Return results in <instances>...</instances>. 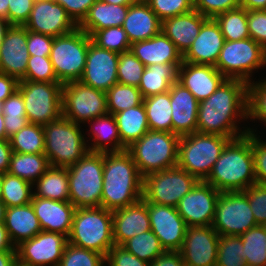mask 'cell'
Returning a JSON list of instances; mask_svg holds the SVG:
<instances>
[{
  "label": "cell",
  "mask_w": 266,
  "mask_h": 266,
  "mask_svg": "<svg viewBox=\"0 0 266 266\" xmlns=\"http://www.w3.org/2000/svg\"><path fill=\"white\" fill-rule=\"evenodd\" d=\"M248 84L237 79H225L207 99L199 102L196 132L222 135L231 139L248 132L240 129L247 121Z\"/></svg>",
  "instance_id": "cell-1"
},
{
  "label": "cell",
  "mask_w": 266,
  "mask_h": 266,
  "mask_svg": "<svg viewBox=\"0 0 266 266\" xmlns=\"http://www.w3.org/2000/svg\"><path fill=\"white\" fill-rule=\"evenodd\" d=\"M143 198V177L127 151L104 153L101 207L114 211Z\"/></svg>",
  "instance_id": "cell-2"
},
{
  "label": "cell",
  "mask_w": 266,
  "mask_h": 266,
  "mask_svg": "<svg viewBox=\"0 0 266 266\" xmlns=\"http://www.w3.org/2000/svg\"><path fill=\"white\" fill-rule=\"evenodd\" d=\"M205 182L220 192L244 191L256 183L250 132L226 144Z\"/></svg>",
  "instance_id": "cell-3"
},
{
  "label": "cell",
  "mask_w": 266,
  "mask_h": 266,
  "mask_svg": "<svg viewBox=\"0 0 266 266\" xmlns=\"http://www.w3.org/2000/svg\"><path fill=\"white\" fill-rule=\"evenodd\" d=\"M81 126L63 116L43 125L44 154L50 166L68 168L89 151Z\"/></svg>",
  "instance_id": "cell-4"
},
{
  "label": "cell",
  "mask_w": 266,
  "mask_h": 266,
  "mask_svg": "<svg viewBox=\"0 0 266 266\" xmlns=\"http://www.w3.org/2000/svg\"><path fill=\"white\" fill-rule=\"evenodd\" d=\"M68 242L105 257L113 247L112 211L103 207L76 208Z\"/></svg>",
  "instance_id": "cell-5"
},
{
  "label": "cell",
  "mask_w": 266,
  "mask_h": 266,
  "mask_svg": "<svg viewBox=\"0 0 266 266\" xmlns=\"http://www.w3.org/2000/svg\"><path fill=\"white\" fill-rule=\"evenodd\" d=\"M179 139L178 135L170 132L148 130L127 151L144 178L150 173L177 166Z\"/></svg>",
  "instance_id": "cell-6"
},
{
  "label": "cell",
  "mask_w": 266,
  "mask_h": 266,
  "mask_svg": "<svg viewBox=\"0 0 266 266\" xmlns=\"http://www.w3.org/2000/svg\"><path fill=\"white\" fill-rule=\"evenodd\" d=\"M231 138L195 132L181 136L178 142L177 166L199 181H205Z\"/></svg>",
  "instance_id": "cell-7"
},
{
  "label": "cell",
  "mask_w": 266,
  "mask_h": 266,
  "mask_svg": "<svg viewBox=\"0 0 266 266\" xmlns=\"http://www.w3.org/2000/svg\"><path fill=\"white\" fill-rule=\"evenodd\" d=\"M104 153L88 151L67 168L69 201L76 208L100 207L103 191Z\"/></svg>",
  "instance_id": "cell-8"
},
{
  "label": "cell",
  "mask_w": 266,
  "mask_h": 266,
  "mask_svg": "<svg viewBox=\"0 0 266 266\" xmlns=\"http://www.w3.org/2000/svg\"><path fill=\"white\" fill-rule=\"evenodd\" d=\"M91 37L79 27L54 37L50 60L59 83L79 81L85 68Z\"/></svg>",
  "instance_id": "cell-9"
},
{
  "label": "cell",
  "mask_w": 266,
  "mask_h": 266,
  "mask_svg": "<svg viewBox=\"0 0 266 266\" xmlns=\"http://www.w3.org/2000/svg\"><path fill=\"white\" fill-rule=\"evenodd\" d=\"M266 66V50L252 38L225 40L215 67L226 79L249 84L253 72Z\"/></svg>",
  "instance_id": "cell-10"
},
{
  "label": "cell",
  "mask_w": 266,
  "mask_h": 266,
  "mask_svg": "<svg viewBox=\"0 0 266 266\" xmlns=\"http://www.w3.org/2000/svg\"><path fill=\"white\" fill-rule=\"evenodd\" d=\"M62 84L19 81L29 123L45 125L62 116Z\"/></svg>",
  "instance_id": "cell-11"
},
{
  "label": "cell",
  "mask_w": 266,
  "mask_h": 266,
  "mask_svg": "<svg viewBox=\"0 0 266 266\" xmlns=\"http://www.w3.org/2000/svg\"><path fill=\"white\" fill-rule=\"evenodd\" d=\"M199 180L178 166L154 172L143 178V199L158 205L177 207Z\"/></svg>",
  "instance_id": "cell-12"
},
{
  "label": "cell",
  "mask_w": 266,
  "mask_h": 266,
  "mask_svg": "<svg viewBox=\"0 0 266 266\" xmlns=\"http://www.w3.org/2000/svg\"><path fill=\"white\" fill-rule=\"evenodd\" d=\"M108 114L106 92L80 81L62 86V116L77 124Z\"/></svg>",
  "instance_id": "cell-13"
},
{
  "label": "cell",
  "mask_w": 266,
  "mask_h": 266,
  "mask_svg": "<svg viewBox=\"0 0 266 266\" xmlns=\"http://www.w3.org/2000/svg\"><path fill=\"white\" fill-rule=\"evenodd\" d=\"M255 226L257 223L243 191L220 193L212 224L219 236H240Z\"/></svg>",
  "instance_id": "cell-14"
},
{
  "label": "cell",
  "mask_w": 266,
  "mask_h": 266,
  "mask_svg": "<svg viewBox=\"0 0 266 266\" xmlns=\"http://www.w3.org/2000/svg\"><path fill=\"white\" fill-rule=\"evenodd\" d=\"M68 237L58 232L41 231L16 246L17 264L22 266H58Z\"/></svg>",
  "instance_id": "cell-15"
},
{
  "label": "cell",
  "mask_w": 266,
  "mask_h": 266,
  "mask_svg": "<svg viewBox=\"0 0 266 266\" xmlns=\"http://www.w3.org/2000/svg\"><path fill=\"white\" fill-rule=\"evenodd\" d=\"M220 191L205 181H199L184 195L177 205V211L189 226H210L215 217Z\"/></svg>",
  "instance_id": "cell-16"
},
{
  "label": "cell",
  "mask_w": 266,
  "mask_h": 266,
  "mask_svg": "<svg viewBox=\"0 0 266 266\" xmlns=\"http://www.w3.org/2000/svg\"><path fill=\"white\" fill-rule=\"evenodd\" d=\"M151 231L165 251H180L187 225L176 207L147 202Z\"/></svg>",
  "instance_id": "cell-17"
},
{
  "label": "cell",
  "mask_w": 266,
  "mask_h": 266,
  "mask_svg": "<svg viewBox=\"0 0 266 266\" xmlns=\"http://www.w3.org/2000/svg\"><path fill=\"white\" fill-rule=\"evenodd\" d=\"M219 234L210 226H189L180 250L185 266H216Z\"/></svg>",
  "instance_id": "cell-18"
},
{
  "label": "cell",
  "mask_w": 266,
  "mask_h": 266,
  "mask_svg": "<svg viewBox=\"0 0 266 266\" xmlns=\"http://www.w3.org/2000/svg\"><path fill=\"white\" fill-rule=\"evenodd\" d=\"M119 55L89 43L84 72L80 82L97 90L107 92L118 83L117 68Z\"/></svg>",
  "instance_id": "cell-19"
},
{
  "label": "cell",
  "mask_w": 266,
  "mask_h": 266,
  "mask_svg": "<svg viewBox=\"0 0 266 266\" xmlns=\"http://www.w3.org/2000/svg\"><path fill=\"white\" fill-rule=\"evenodd\" d=\"M23 26L28 31L52 37L70 33L78 28L65 9L54 0L35 2Z\"/></svg>",
  "instance_id": "cell-20"
},
{
  "label": "cell",
  "mask_w": 266,
  "mask_h": 266,
  "mask_svg": "<svg viewBox=\"0 0 266 266\" xmlns=\"http://www.w3.org/2000/svg\"><path fill=\"white\" fill-rule=\"evenodd\" d=\"M30 54L27 50V29L11 25L0 46V73L21 81L27 70Z\"/></svg>",
  "instance_id": "cell-21"
},
{
  "label": "cell",
  "mask_w": 266,
  "mask_h": 266,
  "mask_svg": "<svg viewBox=\"0 0 266 266\" xmlns=\"http://www.w3.org/2000/svg\"><path fill=\"white\" fill-rule=\"evenodd\" d=\"M113 241L122 246L135 235L151 230L147 202L141 198L129 206L112 211Z\"/></svg>",
  "instance_id": "cell-22"
},
{
  "label": "cell",
  "mask_w": 266,
  "mask_h": 266,
  "mask_svg": "<svg viewBox=\"0 0 266 266\" xmlns=\"http://www.w3.org/2000/svg\"><path fill=\"white\" fill-rule=\"evenodd\" d=\"M225 38L214 18H208L188 50L183 62L215 66Z\"/></svg>",
  "instance_id": "cell-23"
},
{
  "label": "cell",
  "mask_w": 266,
  "mask_h": 266,
  "mask_svg": "<svg viewBox=\"0 0 266 266\" xmlns=\"http://www.w3.org/2000/svg\"><path fill=\"white\" fill-rule=\"evenodd\" d=\"M226 78L215 66L183 62L178 68L177 81L200 102L213 94Z\"/></svg>",
  "instance_id": "cell-24"
},
{
  "label": "cell",
  "mask_w": 266,
  "mask_h": 266,
  "mask_svg": "<svg viewBox=\"0 0 266 266\" xmlns=\"http://www.w3.org/2000/svg\"><path fill=\"white\" fill-rule=\"evenodd\" d=\"M172 108V133L186 136L196 132L199 101L176 81L169 90Z\"/></svg>",
  "instance_id": "cell-25"
},
{
  "label": "cell",
  "mask_w": 266,
  "mask_h": 266,
  "mask_svg": "<svg viewBox=\"0 0 266 266\" xmlns=\"http://www.w3.org/2000/svg\"><path fill=\"white\" fill-rule=\"evenodd\" d=\"M31 204L43 231L69 236L76 209L70 201L44 199L33 195Z\"/></svg>",
  "instance_id": "cell-26"
},
{
  "label": "cell",
  "mask_w": 266,
  "mask_h": 266,
  "mask_svg": "<svg viewBox=\"0 0 266 266\" xmlns=\"http://www.w3.org/2000/svg\"><path fill=\"white\" fill-rule=\"evenodd\" d=\"M130 50L145 67L183 63L182 53L162 31L150 39L132 43Z\"/></svg>",
  "instance_id": "cell-27"
},
{
  "label": "cell",
  "mask_w": 266,
  "mask_h": 266,
  "mask_svg": "<svg viewBox=\"0 0 266 266\" xmlns=\"http://www.w3.org/2000/svg\"><path fill=\"white\" fill-rule=\"evenodd\" d=\"M162 21L145 1H134L129 5L122 28L130 43L150 39L161 32Z\"/></svg>",
  "instance_id": "cell-28"
},
{
  "label": "cell",
  "mask_w": 266,
  "mask_h": 266,
  "mask_svg": "<svg viewBox=\"0 0 266 266\" xmlns=\"http://www.w3.org/2000/svg\"><path fill=\"white\" fill-rule=\"evenodd\" d=\"M208 18L193 9L162 21L161 31L176 45L182 55L188 50Z\"/></svg>",
  "instance_id": "cell-29"
},
{
  "label": "cell",
  "mask_w": 266,
  "mask_h": 266,
  "mask_svg": "<svg viewBox=\"0 0 266 266\" xmlns=\"http://www.w3.org/2000/svg\"><path fill=\"white\" fill-rule=\"evenodd\" d=\"M86 124H90V130H87L90 132L88 134L90 137H88L89 140H86L89 151L107 153L127 150L121 143L117 123L113 114L108 113L104 116L97 117L88 121Z\"/></svg>",
  "instance_id": "cell-30"
},
{
  "label": "cell",
  "mask_w": 266,
  "mask_h": 266,
  "mask_svg": "<svg viewBox=\"0 0 266 266\" xmlns=\"http://www.w3.org/2000/svg\"><path fill=\"white\" fill-rule=\"evenodd\" d=\"M4 224L15 247L42 231L31 203L6 208Z\"/></svg>",
  "instance_id": "cell-31"
},
{
  "label": "cell",
  "mask_w": 266,
  "mask_h": 266,
  "mask_svg": "<svg viewBox=\"0 0 266 266\" xmlns=\"http://www.w3.org/2000/svg\"><path fill=\"white\" fill-rule=\"evenodd\" d=\"M129 5H116L96 0L78 27L90 37L99 30L122 27Z\"/></svg>",
  "instance_id": "cell-32"
},
{
  "label": "cell",
  "mask_w": 266,
  "mask_h": 266,
  "mask_svg": "<svg viewBox=\"0 0 266 266\" xmlns=\"http://www.w3.org/2000/svg\"><path fill=\"white\" fill-rule=\"evenodd\" d=\"M181 64H153L145 67L138 89L143 98L168 92L177 81Z\"/></svg>",
  "instance_id": "cell-33"
},
{
  "label": "cell",
  "mask_w": 266,
  "mask_h": 266,
  "mask_svg": "<svg viewBox=\"0 0 266 266\" xmlns=\"http://www.w3.org/2000/svg\"><path fill=\"white\" fill-rule=\"evenodd\" d=\"M121 143L128 148L149 129L144 104L114 114Z\"/></svg>",
  "instance_id": "cell-34"
},
{
  "label": "cell",
  "mask_w": 266,
  "mask_h": 266,
  "mask_svg": "<svg viewBox=\"0 0 266 266\" xmlns=\"http://www.w3.org/2000/svg\"><path fill=\"white\" fill-rule=\"evenodd\" d=\"M33 189V195L36 197L57 201H69V177L67 168L50 166L33 184Z\"/></svg>",
  "instance_id": "cell-35"
},
{
  "label": "cell",
  "mask_w": 266,
  "mask_h": 266,
  "mask_svg": "<svg viewBox=\"0 0 266 266\" xmlns=\"http://www.w3.org/2000/svg\"><path fill=\"white\" fill-rule=\"evenodd\" d=\"M49 167L45 154L12 152L8 173L34 184Z\"/></svg>",
  "instance_id": "cell-36"
},
{
  "label": "cell",
  "mask_w": 266,
  "mask_h": 266,
  "mask_svg": "<svg viewBox=\"0 0 266 266\" xmlns=\"http://www.w3.org/2000/svg\"><path fill=\"white\" fill-rule=\"evenodd\" d=\"M149 129L172 133L170 93L165 92L143 98Z\"/></svg>",
  "instance_id": "cell-37"
},
{
  "label": "cell",
  "mask_w": 266,
  "mask_h": 266,
  "mask_svg": "<svg viewBox=\"0 0 266 266\" xmlns=\"http://www.w3.org/2000/svg\"><path fill=\"white\" fill-rule=\"evenodd\" d=\"M246 266H266V231L257 225L240 235Z\"/></svg>",
  "instance_id": "cell-38"
},
{
  "label": "cell",
  "mask_w": 266,
  "mask_h": 266,
  "mask_svg": "<svg viewBox=\"0 0 266 266\" xmlns=\"http://www.w3.org/2000/svg\"><path fill=\"white\" fill-rule=\"evenodd\" d=\"M227 41L243 40L250 37L247 25V10L239 7L214 17Z\"/></svg>",
  "instance_id": "cell-39"
},
{
  "label": "cell",
  "mask_w": 266,
  "mask_h": 266,
  "mask_svg": "<svg viewBox=\"0 0 266 266\" xmlns=\"http://www.w3.org/2000/svg\"><path fill=\"white\" fill-rule=\"evenodd\" d=\"M12 152L44 154L43 125L28 123L10 139Z\"/></svg>",
  "instance_id": "cell-40"
},
{
  "label": "cell",
  "mask_w": 266,
  "mask_h": 266,
  "mask_svg": "<svg viewBox=\"0 0 266 266\" xmlns=\"http://www.w3.org/2000/svg\"><path fill=\"white\" fill-rule=\"evenodd\" d=\"M32 197L33 184L8 172L4 173L0 198L7 208L29 204Z\"/></svg>",
  "instance_id": "cell-41"
},
{
  "label": "cell",
  "mask_w": 266,
  "mask_h": 266,
  "mask_svg": "<svg viewBox=\"0 0 266 266\" xmlns=\"http://www.w3.org/2000/svg\"><path fill=\"white\" fill-rule=\"evenodd\" d=\"M2 112L8 139L29 123L26 117L24 100L19 90H16L2 102Z\"/></svg>",
  "instance_id": "cell-42"
},
{
  "label": "cell",
  "mask_w": 266,
  "mask_h": 266,
  "mask_svg": "<svg viewBox=\"0 0 266 266\" xmlns=\"http://www.w3.org/2000/svg\"><path fill=\"white\" fill-rule=\"evenodd\" d=\"M122 247L140 260L149 263L165 252L160 240L151 230L135 235L127 240Z\"/></svg>",
  "instance_id": "cell-43"
},
{
  "label": "cell",
  "mask_w": 266,
  "mask_h": 266,
  "mask_svg": "<svg viewBox=\"0 0 266 266\" xmlns=\"http://www.w3.org/2000/svg\"><path fill=\"white\" fill-rule=\"evenodd\" d=\"M107 110L115 114L143 103V96L138 87L114 84L107 92Z\"/></svg>",
  "instance_id": "cell-44"
},
{
  "label": "cell",
  "mask_w": 266,
  "mask_h": 266,
  "mask_svg": "<svg viewBox=\"0 0 266 266\" xmlns=\"http://www.w3.org/2000/svg\"><path fill=\"white\" fill-rule=\"evenodd\" d=\"M240 236H220L216 266H246Z\"/></svg>",
  "instance_id": "cell-45"
},
{
  "label": "cell",
  "mask_w": 266,
  "mask_h": 266,
  "mask_svg": "<svg viewBox=\"0 0 266 266\" xmlns=\"http://www.w3.org/2000/svg\"><path fill=\"white\" fill-rule=\"evenodd\" d=\"M91 39L98 47L118 54L129 51L131 48V43L122 27L114 26L96 31Z\"/></svg>",
  "instance_id": "cell-46"
},
{
  "label": "cell",
  "mask_w": 266,
  "mask_h": 266,
  "mask_svg": "<svg viewBox=\"0 0 266 266\" xmlns=\"http://www.w3.org/2000/svg\"><path fill=\"white\" fill-rule=\"evenodd\" d=\"M247 119L266 125V78L248 84Z\"/></svg>",
  "instance_id": "cell-47"
},
{
  "label": "cell",
  "mask_w": 266,
  "mask_h": 266,
  "mask_svg": "<svg viewBox=\"0 0 266 266\" xmlns=\"http://www.w3.org/2000/svg\"><path fill=\"white\" fill-rule=\"evenodd\" d=\"M145 65L131 52L119 55L117 77L118 83L138 87Z\"/></svg>",
  "instance_id": "cell-48"
},
{
  "label": "cell",
  "mask_w": 266,
  "mask_h": 266,
  "mask_svg": "<svg viewBox=\"0 0 266 266\" xmlns=\"http://www.w3.org/2000/svg\"><path fill=\"white\" fill-rule=\"evenodd\" d=\"M105 256L92 250L66 244L58 266H105Z\"/></svg>",
  "instance_id": "cell-49"
},
{
  "label": "cell",
  "mask_w": 266,
  "mask_h": 266,
  "mask_svg": "<svg viewBox=\"0 0 266 266\" xmlns=\"http://www.w3.org/2000/svg\"><path fill=\"white\" fill-rule=\"evenodd\" d=\"M21 81L59 82L54 72L50 57L30 55L27 70Z\"/></svg>",
  "instance_id": "cell-50"
},
{
  "label": "cell",
  "mask_w": 266,
  "mask_h": 266,
  "mask_svg": "<svg viewBox=\"0 0 266 266\" xmlns=\"http://www.w3.org/2000/svg\"><path fill=\"white\" fill-rule=\"evenodd\" d=\"M145 2L161 21L194 9L193 0H145Z\"/></svg>",
  "instance_id": "cell-51"
},
{
  "label": "cell",
  "mask_w": 266,
  "mask_h": 266,
  "mask_svg": "<svg viewBox=\"0 0 266 266\" xmlns=\"http://www.w3.org/2000/svg\"><path fill=\"white\" fill-rule=\"evenodd\" d=\"M251 133V150L254 158L256 183L266 186V140L263 141L256 129L248 127ZM258 134V135H257Z\"/></svg>",
  "instance_id": "cell-52"
},
{
  "label": "cell",
  "mask_w": 266,
  "mask_h": 266,
  "mask_svg": "<svg viewBox=\"0 0 266 266\" xmlns=\"http://www.w3.org/2000/svg\"><path fill=\"white\" fill-rule=\"evenodd\" d=\"M243 192L248 198L257 225L266 223V186L255 183Z\"/></svg>",
  "instance_id": "cell-53"
},
{
  "label": "cell",
  "mask_w": 266,
  "mask_h": 266,
  "mask_svg": "<svg viewBox=\"0 0 266 266\" xmlns=\"http://www.w3.org/2000/svg\"><path fill=\"white\" fill-rule=\"evenodd\" d=\"M240 7V0H194V9L207 18Z\"/></svg>",
  "instance_id": "cell-54"
},
{
  "label": "cell",
  "mask_w": 266,
  "mask_h": 266,
  "mask_svg": "<svg viewBox=\"0 0 266 266\" xmlns=\"http://www.w3.org/2000/svg\"><path fill=\"white\" fill-rule=\"evenodd\" d=\"M250 38L266 50V10L247 11Z\"/></svg>",
  "instance_id": "cell-55"
},
{
  "label": "cell",
  "mask_w": 266,
  "mask_h": 266,
  "mask_svg": "<svg viewBox=\"0 0 266 266\" xmlns=\"http://www.w3.org/2000/svg\"><path fill=\"white\" fill-rule=\"evenodd\" d=\"M108 266H150L149 262L140 260L134 254L128 252L124 247L114 245L105 257Z\"/></svg>",
  "instance_id": "cell-56"
},
{
  "label": "cell",
  "mask_w": 266,
  "mask_h": 266,
  "mask_svg": "<svg viewBox=\"0 0 266 266\" xmlns=\"http://www.w3.org/2000/svg\"><path fill=\"white\" fill-rule=\"evenodd\" d=\"M54 37L27 30V50L30 55L50 57Z\"/></svg>",
  "instance_id": "cell-57"
},
{
  "label": "cell",
  "mask_w": 266,
  "mask_h": 266,
  "mask_svg": "<svg viewBox=\"0 0 266 266\" xmlns=\"http://www.w3.org/2000/svg\"><path fill=\"white\" fill-rule=\"evenodd\" d=\"M8 22L11 25L23 26L33 8V0H8Z\"/></svg>",
  "instance_id": "cell-58"
},
{
  "label": "cell",
  "mask_w": 266,
  "mask_h": 266,
  "mask_svg": "<svg viewBox=\"0 0 266 266\" xmlns=\"http://www.w3.org/2000/svg\"><path fill=\"white\" fill-rule=\"evenodd\" d=\"M59 3L68 15L79 25L86 17L96 0H54Z\"/></svg>",
  "instance_id": "cell-59"
},
{
  "label": "cell",
  "mask_w": 266,
  "mask_h": 266,
  "mask_svg": "<svg viewBox=\"0 0 266 266\" xmlns=\"http://www.w3.org/2000/svg\"><path fill=\"white\" fill-rule=\"evenodd\" d=\"M150 266H185L180 251H165L150 263Z\"/></svg>",
  "instance_id": "cell-60"
},
{
  "label": "cell",
  "mask_w": 266,
  "mask_h": 266,
  "mask_svg": "<svg viewBox=\"0 0 266 266\" xmlns=\"http://www.w3.org/2000/svg\"><path fill=\"white\" fill-rule=\"evenodd\" d=\"M19 81L7 74L0 73V101L4 102L16 90H18Z\"/></svg>",
  "instance_id": "cell-61"
},
{
  "label": "cell",
  "mask_w": 266,
  "mask_h": 266,
  "mask_svg": "<svg viewBox=\"0 0 266 266\" xmlns=\"http://www.w3.org/2000/svg\"><path fill=\"white\" fill-rule=\"evenodd\" d=\"M12 148L9 140L0 139V172L7 173L10 166Z\"/></svg>",
  "instance_id": "cell-62"
},
{
  "label": "cell",
  "mask_w": 266,
  "mask_h": 266,
  "mask_svg": "<svg viewBox=\"0 0 266 266\" xmlns=\"http://www.w3.org/2000/svg\"><path fill=\"white\" fill-rule=\"evenodd\" d=\"M0 251H16L4 222L0 223Z\"/></svg>",
  "instance_id": "cell-63"
},
{
  "label": "cell",
  "mask_w": 266,
  "mask_h": 266,
  "mask_svg": "<svg viewBox=\"0 0 266 266\" xmlns=\"http://www.w3.org/2000/svg\"><path fill=\"white\" fill-rule=\"evenodd\" d=\"M240 7L250 10H266V0H240Z\"/></svg>",
  "instance_id": "cell-64"
},
{
  "label": "cell",
  "mask_w": 266,
  "mask_h": 266,
  "mask_svg": "<svg viewBox=\"0 0 266 266\" xmlns=\"http://www.w3.org/2000/svg\"><path fill=\"white\" fill-rule=\"evenodd\" d=\"M16 251H0V266H16Z\"/></svg>",
  "instance_id": "cell-65"
},
{
  "label": "cell",
  "mask_w": 266,
  "mask_h": 266,
  "mask_svg": "<svg viewBox=\"0 0 266 266\" xmlns=\"http://www.w3.org/2000/svg\"><path fill=\"white\" fill-rule=\"evenodd\" d=\"M11 24L7 21V19L0 17V46L3 42L6 31L9 29Z\"/></svg>",
  "instance_id": "cell-66"
},
{
  "label": "cell",
  "mask_w": 266,
  "mask_h": 266,
  "mask_svg": "<svg viewBox=\"0 0 266 266\" xmlns=\"http://www.w3.org/2000/svg\"><path fill=\"white\" fill-rule=\"evenodd\" d=\"M0 139L9 140L5 131L4 115L2 112V102L0 101Z\"/></svg>",
  "instance_id": "cell-67"
},
{
  "label": "cell",
  "mask_w": 266,
  "mask_h": 266,
  "mask_svg": "<svg viewBox=\"0 0 266 266\" xmlns=\"http://www.w3.org/2000/svg\"><path fill=\"white\" fill-rule=\"evenodd\" d=\"M8 0H0V17L7 19L8 21Z\"/></svg>",
  "instance_id": "cell-68"
},
{
  "label": "cell",
  "mask_w": 266,
  "mask_h": 266,
  "mask_svg": "<svg viewBox=\"0 0 266 266\" xmlns=\"http://www.w3.org/2000/svg\"><path fill=\"white\" fill-rule=\"evenodd\" d=\"M101 1L105 3H109V4H116V5H130L135 0H101Z\"/></svg>",
  "instance_id": "cell-69"
},
{
  "label": "cell",
  "mask_w": 266,
  "mask_h": 266,
  "mask_svg": "<svg viewBox=\"0 0 266 266\" xmlns=\"http://www.w3.org/2000/svg\"><path fill=\"white\" fill-rule=\"evenodd\" d=\"M6 205L0 198V223H3L5 220Z\"/></svg>",
  "instance_id": "cell-70"
},
{
  "label": "cell",
  "mask_w": 266,
  "mask_h": 266,
  "mask_svg": "<svg viewBox=\"0 0 266 266\" xmlns=\"http://www.w3.org/2000/svg\"><path fill=\"white\" fill-rule=\"evenodd\" d=\"M3 179H4V173L0 172V195H1V191H2Z\"/></svg>",
  "instance_id": "cell-71"
},
{
  "label": "cell",
  "mask_w": 266,
  "mask_h": 266,
  "mask_svg": "<svg viewBox=\"0 0 266 266\" xmlns=\"http://www.w3.org/2000/svg\"><path fill=\"white\" fill-rule=\"evenodd\" d=\"M40 1H43V0H33L34 3H35V2H40Z\"/></svg>",
  "instance_id": "cell-72"
},
{
  "label": "cell",
  "mask_w": 266,
  "mask_h": 266,
  "mask_svg": "<svg viewBox=\"0 0 266 266\" xmlns=\"http://www.w3.org/2000/svg\"><path fill=\"white\" fill-rule=\"evenodd\" d=\"M262 226L264 227V229H265V231H266V223H264Z\"/></svg>",
  "instance_id": "cell-73"
}]
</instances>
